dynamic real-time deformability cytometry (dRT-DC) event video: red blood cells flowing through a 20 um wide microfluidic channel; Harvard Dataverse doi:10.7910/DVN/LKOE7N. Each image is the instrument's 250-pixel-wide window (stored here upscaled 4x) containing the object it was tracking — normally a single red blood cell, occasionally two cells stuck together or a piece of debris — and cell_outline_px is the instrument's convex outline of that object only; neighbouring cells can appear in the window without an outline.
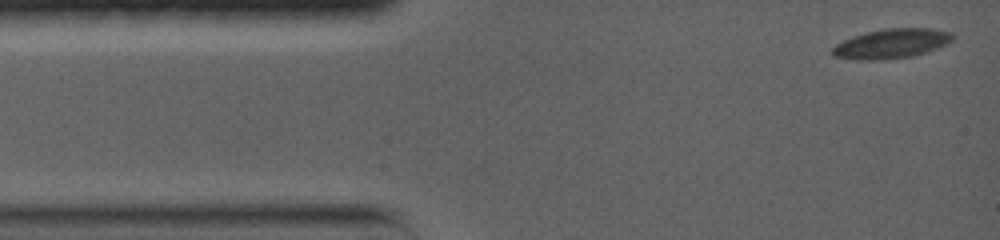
{"species": "common noctule bat (a hibernating species)", "species_latin": "Nyctalus noctula", "temperature_condition": "warm", "stored_images_in_passage": 20, "camera_frame_rate_fps": 5000, "um_per_image_px": 0.085, "animal": {"sex": "female", "body_mass_g": 19.0, "forearm_length_mm": 56.7}, "frame": {"image": 1, "passage_image": 1, "time_ms": 0.0, "image_size_px": [1000, 240], "cell_outline_px": [[956, 36], [948, 44], [912, 56], [880, 60], [856, 60], [832, 56], [832, 48], [836, 44], [852, 36], [884, 28], [932, 28], [952, 32]], "centroid_in_image_um": [75.79, 3.7], "position_along_channel_um": 9.2, "area_um2": 20.81}}
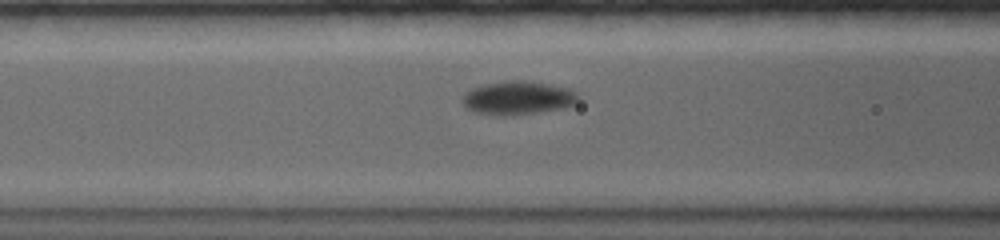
{"frame": {"image": 2, "passage_image": 14, "time_ms": 5.2, "image_size_px": [1000, 240], "cell_outline_px": [[580, 96], [572, 104], [564, 108], [504, 116], [496, 116], [472, 112], [464, 108], [460, 100], [464, 92], [472, 88], [484, 84], [508, 80], [524, 80], [548, 84], [568, 88], [576, 92]], "centroid_in_image_um": [43.92, 8.32], "position_along_channel_um": 122.7, "area_um2": 22.83}}